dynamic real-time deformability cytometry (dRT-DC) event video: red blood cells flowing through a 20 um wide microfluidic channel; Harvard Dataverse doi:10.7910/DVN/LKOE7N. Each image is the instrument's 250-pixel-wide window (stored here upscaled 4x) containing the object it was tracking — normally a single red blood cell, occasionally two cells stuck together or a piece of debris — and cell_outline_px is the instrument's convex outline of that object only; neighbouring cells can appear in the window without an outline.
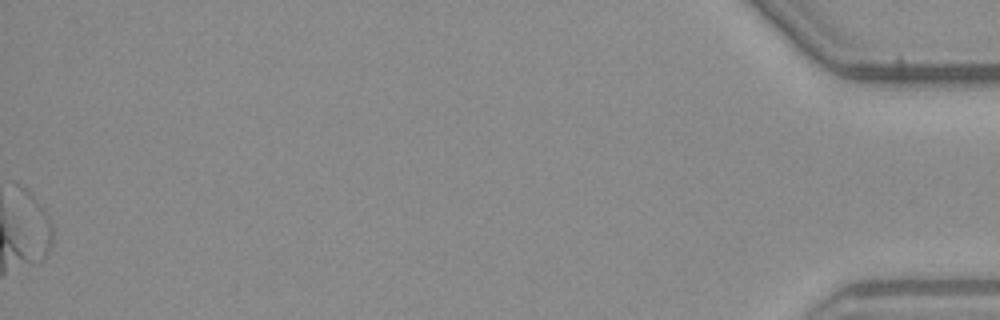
{"species": "common noctule bat (a hibernating species)", "species_latin": "Nyctalus noctula", "temperature_condition": "warm", "stored_images_in_passage": 55, "camera_frame_rate_fps": 3000, "um_per_image_px": 0.085, "animal": {"sex": "male", "body_mass_g": 23.1, "forearm_length_mm": 52.7}, "frame": {"image": 1, "passage_image": 55, "time_ms": 18.0, "image_size_px": [1000, 320], "cell_outline_px": [[52, 244], [44, 260], [40, 260], [36, 256], [16, 188], [16, 184], [20, 184], [28, 188], [44, 208], [52, 224]], "centroid_in_image_um": [3.07, 18.86], "position_along_channel_um": 432.1, "area_um2": 10.17}}